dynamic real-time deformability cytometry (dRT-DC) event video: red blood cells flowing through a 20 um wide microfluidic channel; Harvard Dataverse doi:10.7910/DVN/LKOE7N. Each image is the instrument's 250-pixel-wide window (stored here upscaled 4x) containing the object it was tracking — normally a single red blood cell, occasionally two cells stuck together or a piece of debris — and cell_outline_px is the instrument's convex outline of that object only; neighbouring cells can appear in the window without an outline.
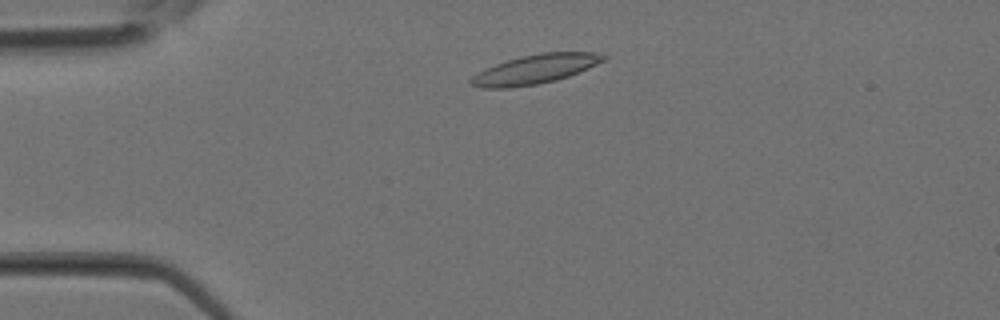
{"species": "Egyptian fruit bat (a non-hibernating species)", "species_latin": "Rousettus aegyptiacus", "temperature_condition": "room temperature", "stored_images_in_passage": 29, "camera_frame_rate_fps": 3000, "um_per_image_px": 0.085, "animal": {"sex": "female"}, "frame": {"image": 1, "passage_image": 4, "time_ms": 1.0, "image_size_px": [1000, 320], "cell_outline_px": [[608, 56], [604, 60], [588, 68], [568, 76], [556, 80], [536, 84], [512, 88], [484, 88], [472, 84], [468, 80], [472, 76], [484, 68], [520, 56], [540, 52], [592, 52]], "centroid_in_image_um": [45.46, 5.88], "position_along_channel_um": 39.5, "area_um2": 22.43}}
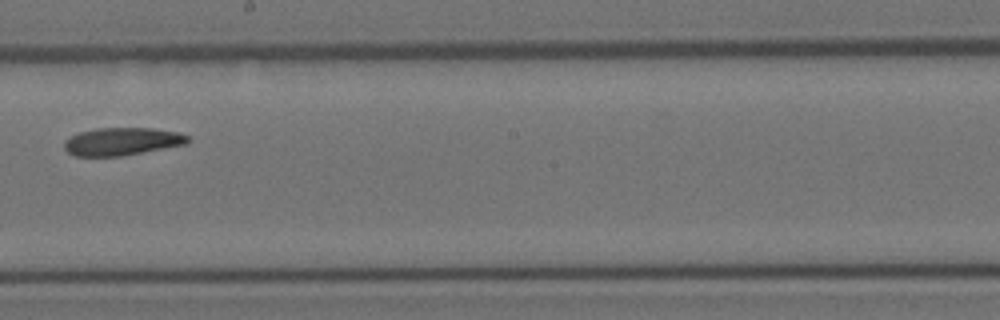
{"frame": {"image": 2, "passage_image": 15, "time_ms": 4.667, "image_size_px": [1000, 320], "cell_outline_px": [[192, 140], [188, 144], [120, 156], [72, 156], [64, 148], [64, 140], [80, 132], [96, 128], [152, 128], [180, 132], [188, 136]], "centroid_in_image_um": [10.4, 12.02], "position_along_channel_um": 237.8, "area_um2": 20.11}}
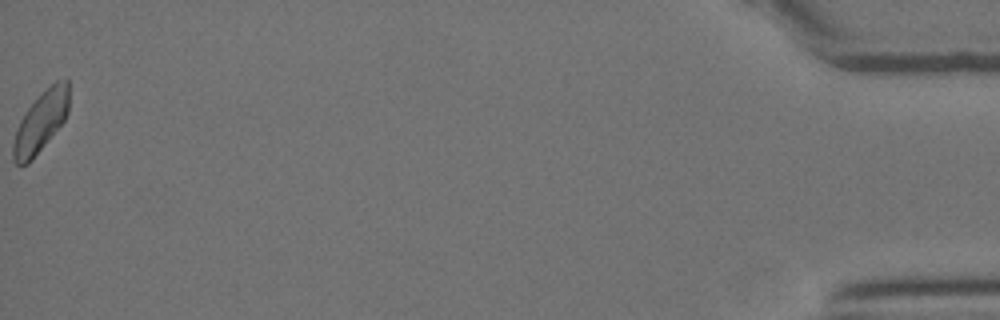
{"frame": {"image": 3, "passage_image": 29, "time_ms": 9.333, "image_size_px": [1000, 320], "cell_outline_px": [[68, 112], [64, 120], [32, 160], [28, 164], [20, 168], [12, 160], [12, 144], [20, 120], [28, 108], [56, 80], [68, 80]], "centroid_in_image_um": [3.43, 10.44], "position_along_channel_um": 431.8, "area_um2": 19.31}}